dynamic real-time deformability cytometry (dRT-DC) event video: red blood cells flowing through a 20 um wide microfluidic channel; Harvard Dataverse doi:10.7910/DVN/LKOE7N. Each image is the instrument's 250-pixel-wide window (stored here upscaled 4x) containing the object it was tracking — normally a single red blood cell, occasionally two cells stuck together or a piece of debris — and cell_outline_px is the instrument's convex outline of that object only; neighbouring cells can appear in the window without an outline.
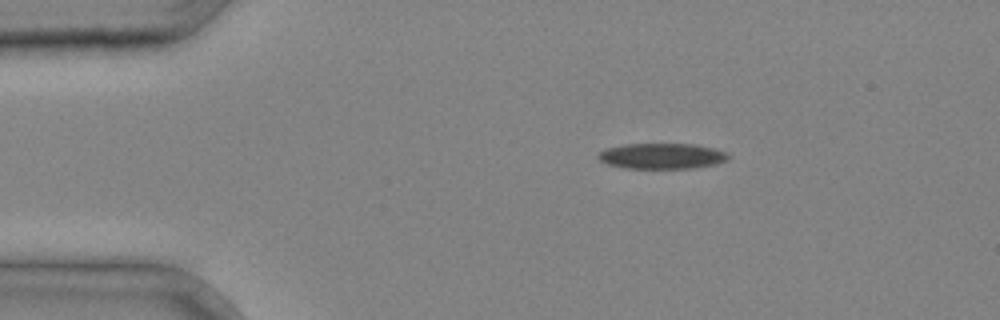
{"species": "common noctule bat (a hibernating species)", "species_latin": "Nyctalus noctula", "temperature_condition": "cold", "stored_images_in_passage": 2, "camera_frame_rate_fps": 3000, "um_per_image_px": 0.085, "animal": {"sex": "male", "body_mass_g": 20.4}, "frame": {"image": 1, "passage_image": 1, "time_ms": 0.0, "image_size_px": [1000, 320], "cell_outline_px": [[728, 160], [716, 164], [692, 168], [624, 168], [608, 164], [600, 160], [596, 156], [604, 148], [624, 144], [696, 144], [728, 152]], "centroid_in_image_um": [56.25, 13.26], "position_along_channel_um": 28.8, "area_um2": 19.48}}